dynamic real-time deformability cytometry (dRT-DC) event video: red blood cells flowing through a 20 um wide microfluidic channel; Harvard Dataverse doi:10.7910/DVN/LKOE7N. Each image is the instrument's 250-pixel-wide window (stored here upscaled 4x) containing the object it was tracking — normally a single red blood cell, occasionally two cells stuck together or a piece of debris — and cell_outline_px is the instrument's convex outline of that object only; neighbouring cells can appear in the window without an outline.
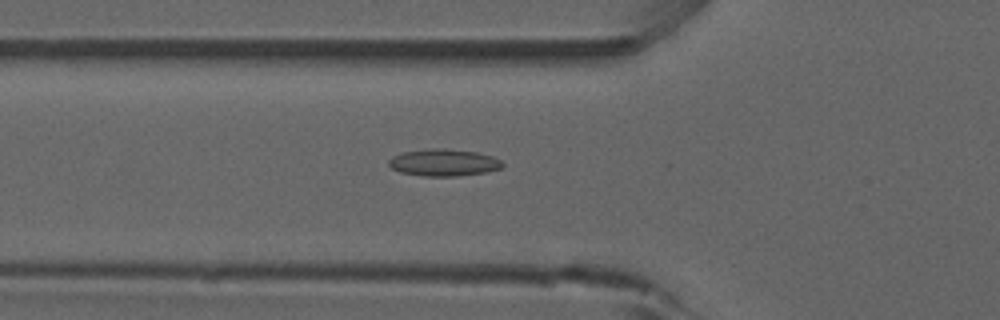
{"species": "common noctule bat (a hibernating species)", "species_latin": "Nyctalus noctula", "temperature_condition": "room temperature", "stored_images_in_passage": 9, "camera_frame_rate_fps": 3000, "um_per_image_px": 0.085, "animal": {"sex": "male", "forearm_length_mm": 52.5}, "frame": {"image": 1, "passage_image": 5, "time_ms": 1.333, "image_size_px": [1000, 320], "cell_outline_px": [[504, 164], [500, 168], [484, 172], [456, 176], [424, 176], [400, 172], [392, 168], [388, 164], [388, 160], [392, 156], [400, 152], [432, 148], [444, 148], [476, 152], [492, 156], [500, 160]], "centroid_in_image_um": [37.67, 13.81], "position_along_channel_um": 88.1, "area_um2": 17.86}}